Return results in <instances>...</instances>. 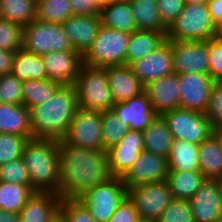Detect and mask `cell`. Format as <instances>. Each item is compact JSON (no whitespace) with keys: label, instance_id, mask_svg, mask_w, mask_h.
Returning <instances> with one entry per match:
<instances>
[{"label":"cell","instance_id":"bcb514c9","mask_svg":"<svg viewBox=\"0 0 222 222\" xmlns=\"http://www.w3.org/2000/svg\"><path fill=\"white\" fill-rule=\"evenodd\" d=\"M209 76L214 82H222V42L208 40Z\"/></svg>","mask_w":222,"mask_h":222},{"label":"cell","instance_id":"6f0895ef","mask_svg":"<svg viewBox=\"0 0 222 222\" xmlns=\"http://www.w3.org/2000/svg\"><path fill=\"white\" fill-rule=\"evenodd\" d=\"M217 182V185L219 187V191H220V195H221V200H222V177H219L217 179H215Z\"/></svg>","mask_w":222,"mask_h":222},{"label":"cell","instance_id":"11a10c76","mask_svg":"<svg viewBox=\"0 0 222 222\" xmlns=\"http://www.w3.org/2000/svg\"><path fill=\"white\" fill-rule=\"evenodd\" d=\"M49 222H66L63 215L59 212Z\"/></svg>","mask_w":222,"mask_h":222},{"label":"cell","instance_id":"7bdbcfd3","mask_svg":"<svg viewBox=\"0 0 222 222\" xmlns=\"http://www.w3.org/2000/svg\"><path fill=\"white\" fill-rule=\"evenodd\" d=\"M59 212L66 222H97L77 199H62Z\"/></svg>","mask_w":222,"mask_h":222},{"label":"cell","instance_id":"ffe728a7","mask_svg":"<svg viewBox=\"0 0 222 222\" xmlns=\"http://www.w3.org/2000/svg\"><path fill=\"white\" fill-rule=\"evenodd\" d=\"M144 91L150 100L152 110L157 115L179 108L180 88L178 75L171 73L149 82Z\"/></svg>","mask_w":222,"mask_h":222},{"label":"cell","instance_id":"c3c4849f","mask_svg":"<svg viewBox=\"0 0 222 222\" xmlns=\"http://www.w3.org/2000/svg\"><path fill=\"white\" fill-rule=\"evenodd\" d=\"M70 5L73 15L94 16L100 12L92 0H70Z\"/></svg>","mask_w":222,"mask_h":222},{"label":"cell","instance_id":"ba28073f","mask_svg":"<svg viewBox=\"0 0 222 222\" xmlns=\"http://www.w3.org/2000/svg\"><path fill=\"white\" fill-rule=\"evenodd\" d=\"M23 49L37 55L73 50L62 24L37 19L23 28Z\"/></svg>","mask_w":222,"mask_h":222},{"label":"cell","instance_id":"f5cc1de1","mask_svg":"<svg viewBox=\"0 0 222 222\" xmlns=\"http://www.w3.org/2000/svg\"><path fill=\"white\" fill-rule=\"evenodd\" d=\"M213 39L222 42V21L215 25Z\"/></svg>","mask_w":222,"mask_h":222},{"label":"cell","instance_id":"681fc988","mask_svg":"<svg viewBox=\"0 0 222 222\" xmlns=\"http://www.w3.org/2000/svg\"><path fill=\"white\" fill-rule=\"evenodd\" d=\"M15 53L0 49V76L11 73Z\"/></svg>","mask_w":222,"mask_h":222},{"label":"cell","instance_id":"2e32d148","mask_svg":"<svg viewBox=\"0 0 222 222\" xmlns=\"http://www.w3.org/2000/svg\"><path fill=\"white\" fill-rule=\"evenodd\" d=\"M168 174L167 158L143 150L132 167L122 177L127 188L165 180Z\"/></svg>","mask_w":222,"mask_h":222},{"label":"cell","instance_id":"ab89813d","mask_svg":"<svg viewBox=\"0 0 222 222\" xmlns=\"http://www.w3.org/2000/svg\"><path fill=\"white\" fill-rule=\"evenodd\" d=\"M156 222H195L188 200L173 199Z\"/></svg>","mask_w":222,"mask_h":222},{"label":"cell","instance_id":"484cf974","mask_svg":"<svg viewBox=\"0 0 222 222\" xmlns=\"http://www.w3.org/2000/svg\"><path fill=\"white\" fill-rule=\"evenodd\" d=\"M167 32L136 30L129 37L125 65L141 59L166 41Z\"/></svg>","mask_w":222,"mask_h":222},{"label":"cell","instance_id":"e575fe53","mask_svg":"<svg viewBox=\"0 0 222 222\" xmlns=\"http://www.w3.org/2000/svg\"><path fill=\"white\" fill-rule=\"evenodd\" d=\"M33 193L27 185L0 181V210L19 214Z\"/></svg>","mask_w":222,"mask_h":222},{"label":"cell","instance_id":"52a82bcc","mask_svg":"<svg viewBox=\"0 0 222 222\" xmlns=\"http://www.w3.org/2000/svg\"><path fill=\"white\" fill-rule=\"evenodd\" d=\"M127 197L128 188L122 178L112 177L86 191L77 200L97 222H107Z\"/></svg>","mask_w":222,"mask_h":222},{"label":"cell","instance_id":"7c38bea8","mask_svg":"<svg viewBox=\"0 0 222 222\" xmlns=\"http://www.w3.org/2000/svg\"><path fill=\"white\" fill-rule=\"evenodd\" d=\"M173 69L177 75L182 73L209 72V53L207 41H172Z\"/></svg>","mask_w":222,"mask_h":222},{"label":"cell","instance_id":"7dc6e473","mask_svg":"<svg viewBox=\"0 0 222 222\" xmlns=\"http://www.w3.org/2000/svg\"><path fill=\"white\" fill-rule=\"evenodd\" d=\"M138 218L133 203L127 197L107 222H136Z\"/></svg>","mask_w":222,"mask_h":222},{"label":"cell","instance_id":"74e56055","mask_svg":"<svg viewBox=\"0 0 222 222\" xmlns=\"http://www.w3.org/2000/svg\"><path fill=\"white\" fill-rule=\"evenodd\" d=\"M23 26L0 18V49L16 52L23 48Z\"/></svg>","mask_w":222,"mask_h":222},{"label":"cell","instance_id":"836d02e7","mask_svg":"<svg viewBox=\"0 0 222 222\" xmlns=\"http://www.w3.org/2000/svg\"><path fill=\"white\" fill-rule=\"evenodd\" d=\"M36 0H0V18L25 27L36 19Z\"/></svg>","mask_w":222,"mask_h":222},{"label":"cell","instance_id":"91938a15","mask_svg":"<svg viewBox=\"0 0 222 222\" xmlns=\"http://www.w3.org/2000/svg\"><path fill=\"white\" fill-rule=\"evenodd\" d=\"M136 222H153V221L142 219V218H138Z\"/></svg>","mask_w":222,"mask_h":222},{"label":"cell","instance_id":"94428289","mask_svg":"<svg viewBox=\"0 0 222 222\" xmlns=\"http://www.w3.org/2000/svg\"><path fill=\"white\" fill-rule=\"evenodd\" d=\"M112 1H123V2H131L132 0H112Z\"/></svg>","mask_w":222,"mask_h":222},{"label":"cell","instance_id":"d6a6232c","mask_svg":"<svg viewBox=\"0 0 222 222\" xmlns=\"http://www.w3.org/2000/svg\"><path fill=\"white\" fill-rule=\"evenodd\" d=\"M61 85V83L50 79L23 81L22 104L30 110L33 106L50 99Z\"/></svg>","mask_w":222,"mask_h":222},{"label":"cell","instance_id":"7a4b0ae2","mask_svg":"<svg viewBox=\"0 0 222 222\" xmlns=\"http://www.w3.org/2000/svg\"><path fill=\"white\" fill-rule=\"evenodd\" d=\"M77 108L74 85H61L50 99L30 109L33 138L62 139Z\"/></svg>","mask_w":222,"mask_h":222},{"label":"cell","instance_id":"f546056e","mask_svg":"<svg viewBox=\"0 0 222 222\" xmlns=\"http://www.w3.org/2000/svg\"><path fill=\"white\" fill-rule=\"evenodd\" d=\"M11 73L22 82L28 79H48L42 55L30 53L23 48L15 53Z\"/></svg>","mask_w":222,"mask_h":222},{"label":"cell","instance_id":"30bf717a","mask_svg":"<svg viewBox=\"0 0 222 222\" xmlns=\"http://www.w3.org/2000/svg\"><path fill=\"white\" fill-rule=\"evenodd\" d=\"M128 198L139 218L156 222L173 200L166 180L149 182L128 188Z\"/></svg>","mask_w":222,"mask_h":222},{"label":"cell","instance_id":"f6af8a7d","mask_svg":"<svg viewBox=\"0 0 222 222\" xmlns=\"http://www.w3.org/2000/svg\"><path fill=\"white\" fill-rule=\"evenodd\" d=\"M185 0H157V8L162 24L168 29L180 15Z\"/></svg>","mask_w":222,"mask_h":222},{"label":"cell","instance_id":"60d3db41","mask_svg":"<svg viewBox=\"0 0 222 222\" xmlns=\"http://www.w3.org/2000/svg\"><path fill=\"white\" fill-rule=\"evenodd\" d=\"M0 181L27 185L31 188L29 172L23 157L0 166Z\"/></svg>","mask_w":222,"mask_h":222},{"label":"cell","instance_id":"9c48e42d","mask_svg":"<svg viewBox=\"0 0 222 222\" xmlns=\"http://www.w3.org/2000/svg\"><path fill=\"white\" fill-rule=\"evenodd\" d=\"M161 116L174 139L199 145L214 132L205 113L179 107Z\"/></svg>","mask_w":222,"mask_h":222},{"label":"cell","instance_id":"4316f807","mask_svg":"<svg viewBox=\"0 0 222 222\" xmlns=\"http://www.w3.org/2000/svg\"><path fill=\"white\" fill-rule=\"evenodd\" d=\"M198 157L199 169L205 179L222 177V148L214 133L199 144Z\"/></svg>","mask_w":222,"mask_h":222},{"label":"cell","instance_id":"d4e9b609","mask_svg":"<svg viewBox=\"0 0 222 222\" xmlns=\"http://www.w3.org/2000/svg\"><path fill=\"white\" fill-rule=\"evenodd\" d=\"M101 25L132 34L137 30L130 2L110 1L99 12Z\"/></svg>","mask_w":222,"mask_h":222},{"label":"cell","instance_id":"db71d44e","mask_svg":"<svg viewBox=\"0 0 222 222\" xmlns=\"http://www.w3.org/2000/svg\"><path fill=\"white\" fill-rule=\"evenodd\" d=\"M112 0H92L93 4L100 10Z\"/></svg>","mask_w":222,"mask_h":222},{"label":"cell","instance_id":"7402d4cb","mask_svg":"<svg viewBox=\"0 0 222 222\" xmlns=\"http://www.w3.org/2000/svg\"><path fill=\"white\" fill-rule=\"evenodd\" d=\"M114 103L124 102L144 92L145 86L129 65L105 67Z\"/></svg>","mask_w":222,"mask_h":222},{"label":"cell","instance_id":"b9f144b4","mask_svg":"<svg viewBox=\"0 0 222 222\" xmlns=\"http://www.w3.org/2000/svg\"><path fill=\"white\" fill-rule=\"evenodd\" d=\"M0 102L22 104V81L12 73L0 76Z\"/></svg>","mask_w":222,"mask_h":222},{"label":"cell","instance_id":"277c9868","mask_svg":"<svg viewBox=\"0 0 222 222\" xmlns=\"http://www.w3.org/2000/svg\"><path fill=\"white\" fill-rule=\"evenodd\" d=\"M78 107L97 112L112 110L114 101L105 68L82 65L74 82Z\"/></svg>","mask_w":222,"mask_h":222},{"label":"cell","instance_id":"3957f363","mask_svg":"<svg viewBox=\"0 0 222 222\" xmlns=\"http://www.w3.org/2000/svg\"><path fill=\"white\" fill-rule=\"evenodd\" d=\"M29 172L34 192H50L59 195L60 158L58 140L31 138L25 142L22 155Z\"/></svg>","mask_w":222,"mask_h":222},{"label":"cell","instance_id":"ac0fdd59","mask_svg":"<svg viewBox=\"0 0 222 222\" xmlns=\"http://www.w3.org/2000/svg\"><path fill=\"white\" fill-rule=\"evenodd\" d=\"M112 111L131 131L143 132L157 116L145 91L124 102L114 103Z\"/></svg>","mask_w":222,"mask_h":222},{"label":"cell","instance_id":"4fadbf2b","mask_svg":"<svg viewBox=\"0 0 222 222\" xmlns=\"http://www.w3.org/2000/svg\"><path fill=\"white\" fill-rule=\"evenodd\" d=\"M179 107L205 113L214 81L209 74L182 73L178 75Z\"/></svg>","mask_w":222,"mask_h":222},{"label":"cell","instance_id":"8d00e7d4","mask_svg":"<svg viewBox=\"0 0 222 222\" xmlns=\"http://www.w3.org/2000/svg\"><path fill=\"white\" fill-rule=\"evenodd\" d=\"M101 115L102 150H108L127 134L129 128L119 120L112 110L101 112Z\"/></svg>","mask_w":222,"mask_h":222},{"label":"cell","instance_id":"f1b7e54d","mask_svg":"<svg viewBox=\"0 0 222 222\" xmlns=\"http://www.w3.org/2000/svg\"><path fill=\"white\" fill-rule=\"evenodd\" d=\"M198 149V144L173 139L167 157L168 171H200Z\"/></svg>","mask_w":222,"mask_h":222},{"label":"cell","instance_id":"f35d334b","mask_svg":"<svg viewBox=\"0 0 222 222\" xmlns=\"http://www.w3.org/2000/svg\"><path fill=\"white\" fill-rule=\"evenodd\" d=\"M27 140L23 136L0 133V166L22 157Z\"/></svg>","mask_w":222,"mask_h":222},{"label":"cell","instance_id":"ee69618b","mask_svg":"<svg viewBox=\"0 0 222 222\" xmlns=\"http://www.w3.org/2000/svg\"><path fill=\"white\" fill-rule=\"evenodd\" d=\"M205 114L213 130L222 129V82H214Z\"/></svg>","mask_w":222,"mask_h":222},{"label":"cell","instance_id":"f907efd6","mask_svg":"<svg viewBox=\"0 0 222 222\" xmlns=\"http://www.w3.org/2000/svg\"><path fill=\"white\" fill-rule=\"evenodd\" d=\"M207 6L213 23L216 25L222 21V0H208Z\"/></svg>","mask_w":222,"mask_h":222},{"label":"cell","instance_id":"44dd1931","mask_svg":"<svg viewBox=\"0 0 222 222\" xmlns=\"http://www.w3.org/2000/svg\"><path fill=\"white\" fill-rule=\"evenodd\" d=\"M62 26L72 48L83 56L95 40L101 21L99 15H73Z\"/></svg>","mask_w":222,"mask_h":222},{"label":"cell","instance_id":"4dcf8cb0","mask_svg":"<svg viewBox=\"0 0 222 222\" xmlns=\"http://www.w3.org/2000/svg\"><path fill=\"white\" fill-rule=\"evenodd\" d=\"M173 199L189 200L205 180L201 171H168L165 179Z\"/></svg>","mask_w":222,"mask_h":222},{"label":"cell","instance_id":"6da1fadb","mask_svg":"<svg viewBox=\"0 0 222 222\" xmlns=\"http://www.w3.org/2000/svg\"><path fill=\"white\" fill-rule=\"evenodd\" d=\"M58 153L61 199H78L86 191L112 178L106 150L76 147L60 139Z\"/></svg>","mask_w":222,"mask_h":222},{"label":"cell","instance_id":"9a60e30c","mask_svg":"<svg viewBox=\"0 0 222 222\" xmlns=\"http://www.w3.org/2000/svg\"><path fill=\"white\" fill-rule=\"evenodd\" d=\"M132 72L146 86L149 82L174 73L171 40L129 65Z\"/></svg>","mask_w":222,"mask_h":222},{"label":"cell","instance_id":"5b68a950","mask_svg":"<svg viewBox=\"0 0 222 222\" xmlns=\"http://www.w3.org/2000/svg\"><path fill=\"white\" fill-rule=\"evenodd\" d=\"M214 31L207 3H185L180 15L167 29L166 40L207 41L213 39Z\"/></svg>","mask_w":222,"mask_h":222},{"label":"cell","instance_id":"816d5d0a","mask_svg":"<svg viewBox=\"0 0 222 222\" xmlns=\"http://www.w3.org/2000/svg\"><path fill=\"white\" fill-rule=\"evenodd\" d=\"M0 222H20L18 213L0 210Z\"/></svg>","mask_w":222,"mask_h":222},{"label":"cell","instance_id":"d590c367","mask_svg":"<svg viewBox=\"0 0 222 222\" xmlns=\"http://www.w3.org/2000/svg\"><path fill=\"white\" fill-rule=\"evenodd\" d=\"M36 19L62 24L73 16L70 0H36Z\"/></svg>","mask_w":222,"mask_h":222},{"label":"cell","instance_id":"cb8c5ba5","mask_svg":"<svg viewBox=\"0 0 222 222\" xmlns=\"http://www.w3.org/2000/svg\"><path fill=\"white\" fill-rule=\"evenodd\" d=\"M0 133L33 138L30 126V110L23 104L0 102Z\"/></svg>","mask_w":222,"mask_h":222},{"label":"cell","instance_id":"680465c9","mask_svg":"<svg viewBox=\"0 0 222 222\" xmlns=\"http://www.w3.org/2000/svg\"><path fill=\"white\" fill-rule=\"evenodd\" d=\"M208 0H185V3H207Z\"/></svg>","mask_w":222,"mask_h":222},{"label":"cell","instance_id":"603a6c76","mask_svg":"<svg viewBox=\"0 0 222 222\" xmlns=\"http://www.w3.org/2000/svg\"><path fill=\"white\" fill-rule=\"evenodd\" d=\"M61 197L50 192H34L19 212L20 222H49L59 213Z\"/></svg>","mask_w":222,"mask_h":222},{"label":"cell","instance_id":"8992f818","mask_svg":"<svg viewBox=\"0 0 222 222\" xmlns=\"http://www.w3.org/2000/svg\"><path fill=\"white\" fill-rule=\"evenodd\" d=\"M130 34L100 26L91 47L83 55V64L90 67L125 65Z\"/></svg>","mask_w":222,"mask_h":222},{"label":"cell","instance_id":"8fae6325","mask_svg":"<svg viewBox=\"0 0 222 222\" xmlns=\"http://www.w3.org/2000/svg\"><path fill=\"white\" fill-rule=\"evenodd\" d=\"M101 112L78 107L66 135V143L88 149H102Z\"/></svg>","mask_w":222,"mask_h":222},{"label":"cell","instance_id":"1f68e13d","mask_svg":"<svg viewBox=\"0 0 222 222\" xmlns=\"http://www.w3.org/2000/svg\"><path fill=\"white\" fill-rule=\"evenodd\" d=\"M130 5L137 30L167 32L159 17L157 0H132Z\"/></svg>","mask_w":222,"mask_h":222},{"label":"cell","instance_id":"83f0119b","mask_svg":"<svg viewBox=\"0 0 222 222\" xmlns=\"http://www.w3.org/2000/svg\"><path fill=\"white\" fill-rule=\"evenodd\" d=\"M142 134L144 150L165 158L168 157L174 138L162 116L157 115Z\"/></svg>","mask_w":222,"mask_h":222},{"label":"cell","instance_id":"d6986e66","mask_svg":"<svg viewBox=\"0 0 222 222\" xmlns=\"http://www.w3.org/2000/svg\"><path fill=\"white\" fill-rule=\"evenodd\" d=\"M42 61L48 79L62 85H73L83 65V56L73 49L44 54Z\"/></svg>","mask_w":222,"mask_h":222},{"label":"cell","instance_id":"9f6ffc18","mask_svg":"<svg viewBox=\"0 0 222 222\" xmlns=\"http://www.w3.org/2000/svg\"><path fill=\"white\" fill-rule=\"evenodd\" d=\"M213 133L218 137L222 148V129L214 130Z\"/></svg>","mask_w":222,"mask_h":222},{"label":"cell","instance_id":"e0dca14e","mask_svg":"<svg viewBox=\"0 0 222 222\" xmlns=\"http://www.w3.org/2000/svg\"><path fill=\"white\" fill-rule=\"evenodd\" d=\"M188 201L195 222H222V200L216 180L205 179Z\"/></svg>","mask_w":222,"mask_h":222},{"label":"cell","instance_id":"5bb4252c","mask_svg":"<svg viewBox=\"0 0 222 222\" xmlns=\"http://www.w3.org/2000/svg\"><path fill=\"white\" fill-rule=\"evenodd\" d=\"M143 150L142 132L128 130L127 134L116 145L106 150L111 176L122 178Z\"/></svg>","mask_w":222,"mask_h":222}]
</instances>
